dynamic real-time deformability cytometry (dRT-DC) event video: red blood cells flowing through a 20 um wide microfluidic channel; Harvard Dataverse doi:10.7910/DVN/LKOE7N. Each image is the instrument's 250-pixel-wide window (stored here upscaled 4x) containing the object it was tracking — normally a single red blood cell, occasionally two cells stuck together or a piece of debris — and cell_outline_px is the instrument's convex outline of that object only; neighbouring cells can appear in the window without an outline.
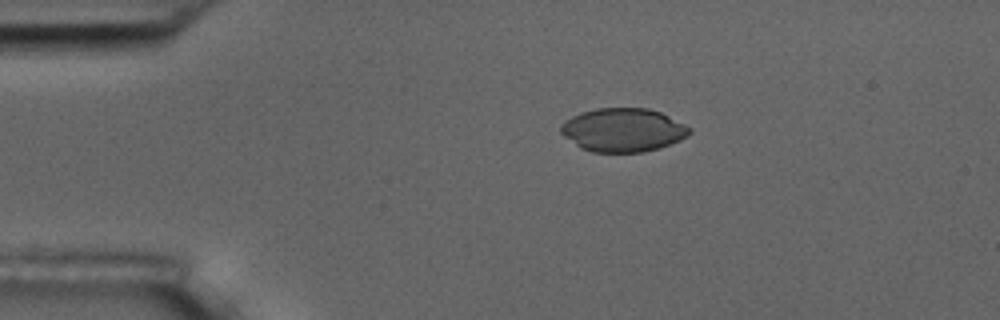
{"species": "common noctule bat (a hibernating species)", "species_latin": "Nyctalus noctula", "temperature_condition": "room temperature", "stored_images_in_passage": 5, "camera_frame_rate_fps": 3000, "um_per_image_px": 0.085, "animal": {"sex": "male", "body_mass_g": 17.5, "forearm_length_mm": 52.3}, "frame": {"image": 1, "passage_image": 3, "time_ms": 3.333, "image_size_px": [1000, 320], "cell_outline_px": [[692, 132], [688, 136], [680, 140], [660, 148], [644, 152], [592, 152], [580, 148], [564, 136], [560, 132], [560, 124], [564, 120], [580, 112], [596, 108], [648, 108], [660, 112], [692, 128]], "centroid_in_image_um": [52.95, 11.05], "position_along_channel_um": 32.1, "area_um2": 32.89}}